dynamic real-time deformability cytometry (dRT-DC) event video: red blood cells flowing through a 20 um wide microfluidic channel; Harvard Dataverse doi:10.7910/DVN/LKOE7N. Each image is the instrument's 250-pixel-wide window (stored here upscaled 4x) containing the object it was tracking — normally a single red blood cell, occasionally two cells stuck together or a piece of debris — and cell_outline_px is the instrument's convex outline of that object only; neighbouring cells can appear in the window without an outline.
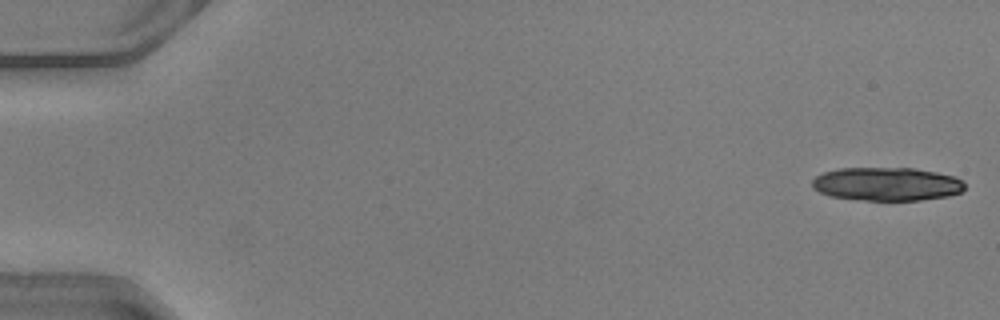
{"species": "common noctule bat (a hibernating species)", "species_latin": "Nyctalus noctula", "temperature_condition": "warm", "stored_images_in_passage": 8, "camera_frame_rate_fps": 3000, "um_per_image_px": 0.085, "animal": {"sex": "male", "body_mass_g": 20.5, "forearm_length_mm": 52.5}, "frame": {"image": 1, "passage_image": 1, "time_ms": 0.0, "image_size_px": [1000, 320], "cell_outline_px": [[964, 188], [960, 192], [948, 196], [920, 200], [864, 200], [832, 196], [820, 192], [812, 188], [812, 180], [816, 176], [824, 172], [840, 168], [916, 168], [956, 176], [964, 184]], "centroid_in_image_um": [75.38, 15.63], "position_along_channel_um": 9.6, "area_um2": 29.65}}